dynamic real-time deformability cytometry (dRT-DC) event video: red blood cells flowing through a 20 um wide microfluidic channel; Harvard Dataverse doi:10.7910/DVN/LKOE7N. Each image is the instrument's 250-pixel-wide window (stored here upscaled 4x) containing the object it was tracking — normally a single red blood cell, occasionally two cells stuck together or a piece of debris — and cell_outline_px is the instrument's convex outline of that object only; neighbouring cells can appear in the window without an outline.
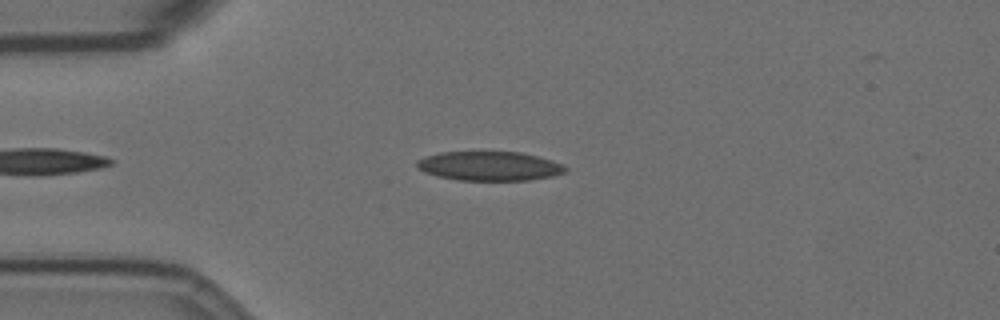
{"species": "Egyptian fruit bat (a non-hibernating species)", "species_latin": "Rousettus aegyptiacus", "temperature_condition": "room temperature", "stored_images_in_passage": 12, "camera_frame_rate_fps": 3000, "um_per_image_px": 0.085, "animal": {"sex": "female"}, "frame": {"image": 1, "passage_image": 7, "time_ms": 2.0, "image_size_px": [1000, 320], "cell_outline_px": [[568, 168], [564, 172], [552, 176], [528, 180], [460, 180], [440, 176], [428, 172], [420, 168], [416, 164], [416, 160], [440, 152], [520, 152], [552, 160]], "centroid_in_image_um": [41.63, 14.11], "position_along_channel_um": 43.4, "area_um2": 24.8}}